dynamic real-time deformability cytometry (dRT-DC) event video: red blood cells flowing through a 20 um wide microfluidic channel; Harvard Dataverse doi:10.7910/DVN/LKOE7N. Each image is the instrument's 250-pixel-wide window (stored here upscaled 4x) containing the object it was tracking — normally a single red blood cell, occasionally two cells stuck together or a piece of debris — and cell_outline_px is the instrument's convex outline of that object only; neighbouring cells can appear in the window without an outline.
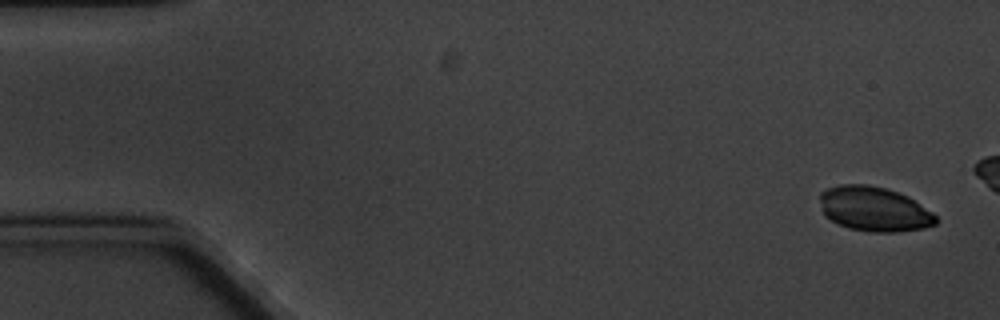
{"species": "common noctule bat (a hibernating species)", "species_latin": "Nyctalus noctula", "temperature_condition": "cold", "stored_images_in_passage": 4, "camera_frame_rate_fps": 3000, "um_per_image_px": 0.085, "animal": {"sex": "male", "body_mass_g": 20.1, "forearm_length_mm": 53.5}, "frame": {"image": 1, "passage_image": 1, "time_ms": 0.0, "image_size_px": [1000, 320], "cell_outline_px": [[940, 220], [936, 224], [924, 228], [896, 232], [868, 232], [848, 228], [824, 216], [820, 200], [820, 192], [828, 188], [840, 184], [868, 184], [884, 188], [908, 196], [932, 212]], "centroid_in_image_um": [74.31, 17.77], "position_along_channel_um": 10.7, "area_um2": 30.23}}